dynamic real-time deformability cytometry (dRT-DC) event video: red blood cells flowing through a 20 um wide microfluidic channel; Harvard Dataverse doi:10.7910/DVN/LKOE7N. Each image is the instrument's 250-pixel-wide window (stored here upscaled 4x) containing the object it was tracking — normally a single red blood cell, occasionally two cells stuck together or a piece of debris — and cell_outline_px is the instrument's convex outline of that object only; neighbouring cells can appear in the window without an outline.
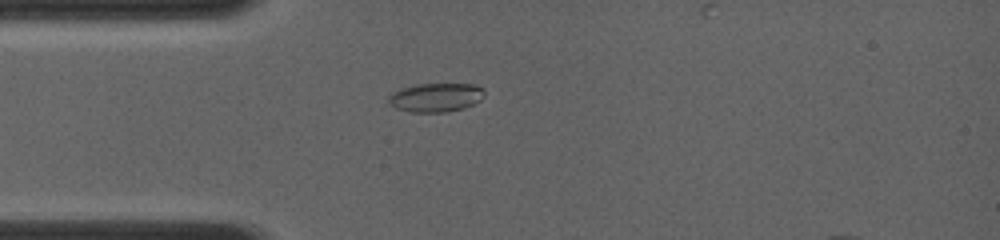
{"species": "common noctule bat (a hibernating species)", "species_latin": "Nyctalus noctula", "temperature_condition": "room temperature", "stored_images_in_passage": 5, "camera_frame_rate_fps": 4000, "um_per_image_px": 0.085, "animal": {"sex": "female", "body_mass_g": 19.0, "forearm_length_mm": 56.7}, "frame": {"image": 1, "passage_image": 5, "time_ms": 3.75, "image_size_px": [1000, 240], "cell_outline_px": [[484, 96], [480, 100], [464, 108], [448, 112], [412, 112], [396, 108], [388, 104], [388, 96], [392, 92], [400, 88], [416, 84], [476, 84], [484, 88]], "centroid_in_image_um": [37.03, 8.27], "position_along_channel_um": 48.0, "area_um2": 16.3}}